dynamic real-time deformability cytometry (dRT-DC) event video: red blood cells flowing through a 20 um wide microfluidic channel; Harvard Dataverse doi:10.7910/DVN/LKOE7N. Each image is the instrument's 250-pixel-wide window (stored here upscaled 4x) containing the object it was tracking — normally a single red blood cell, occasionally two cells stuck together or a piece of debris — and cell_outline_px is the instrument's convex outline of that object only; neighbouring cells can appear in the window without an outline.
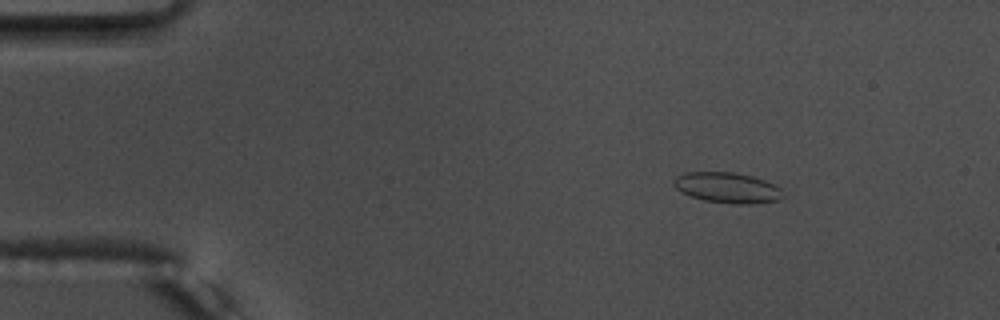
{"species": "common noctule bat (a hibernating species)", "species_latin": "Nyctalus noctula", "temperature_condition": "warm", "stored_images_in_passage": 55, "camera_frame_rate_fps": 3000, "um_per_image_px": 0.085, "animal": {"sex": "male", "body_mass_g": 17.5, "forearm_length_mm": 52.3}, "frame": {"image": 1, "passage_image": 8, "time_ms": 2.333, "image_size_px": [1000, 320], "cell_outline_px": [[784, 196], [780, 200], [752, 204], [732, 204], [704, 200], [680, 192], [672, 184], [672, 180], [676, 176], [684, 172], [736, 172], [752, 176], [764, 180], [780, 188]], "centroid_in_image_um": [61.8, 15.95], "position_along_channel_um": 23.2, "area_um2": 19.59}}
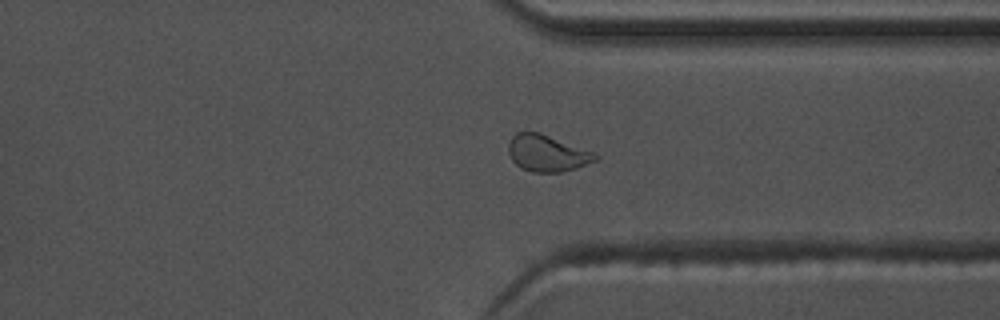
{"frame": {"image": 2, "passage_image": 42, "time_ms": 13.667, "image_size_px": [1000, 320], "cell_outline_px": [[600, 156], [596, 160], [576, 168], [564, 172], [532, 172], [520, 168], [512, 160], [508, 152], [508, 144], [512, 136], [516, 132], [536, 132], [596, 152]], "centroid_in_image_um": [46.51, 13.04], "position_along_channel_um": 364.9, "area_um2": 18.5}, "authors_computed_cell_mechanics": {"area_um2": 18.0914, "velocity_mm_per_s": 3.7315, "shape_relaxation_time_tau1_ms": 11.0763, "shape_relaxation_time_tau2_ms": 1.4274, "deformation_change_tau1": 0.1825, "deformation_change_tau2": 0.0791}}